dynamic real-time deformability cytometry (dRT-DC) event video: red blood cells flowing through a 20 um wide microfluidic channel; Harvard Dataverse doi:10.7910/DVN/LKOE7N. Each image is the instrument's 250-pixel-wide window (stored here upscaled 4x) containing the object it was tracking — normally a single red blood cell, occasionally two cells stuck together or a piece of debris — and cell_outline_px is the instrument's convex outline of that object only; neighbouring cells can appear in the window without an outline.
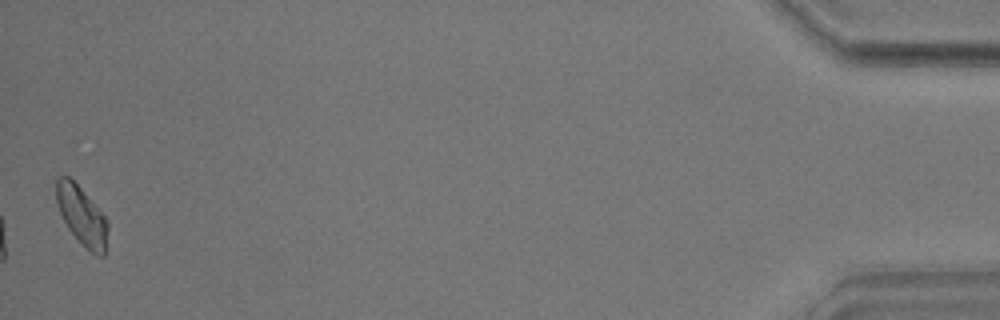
{"species": "common noctule bat (a hibernating species)", "species_latin": "Nyctalus noctula", "temperature_condition": "warm", "stored_images_in_passage": 41, "camera_frame_rate_fps": 3000, "um_per_image_px": 0.085, "animal": {"sex": "male", "body_mass_g": 17.9}, "frame": {"image": 1, "passage_image": 41, "time_ms": 13.333, "image_size_px": [1000, 320], "cell_outline_px": [[108, 228], [104, 256], [96, 256], [68, 228], [60, 212], [56, 200], [56, 180], [60, 176], [68, 176], [80, 188], [104, 216], [108, 224]], "centroid_in_image_um": [6.95, 18.33], "position_along_channel_um": 428.3, "area_um2": 16.94}, "authors_computed_cell_mechanics": {"area_um2": 17.34, "velocity_mm_per_s": 3.5446, "shape_relaxation_time_tau1_ms": 3.1837, "shape_relaxation_time_tau2_ms": null, "deformation_change_tau1": 0.1339, "deformation_change_tau2": null}}